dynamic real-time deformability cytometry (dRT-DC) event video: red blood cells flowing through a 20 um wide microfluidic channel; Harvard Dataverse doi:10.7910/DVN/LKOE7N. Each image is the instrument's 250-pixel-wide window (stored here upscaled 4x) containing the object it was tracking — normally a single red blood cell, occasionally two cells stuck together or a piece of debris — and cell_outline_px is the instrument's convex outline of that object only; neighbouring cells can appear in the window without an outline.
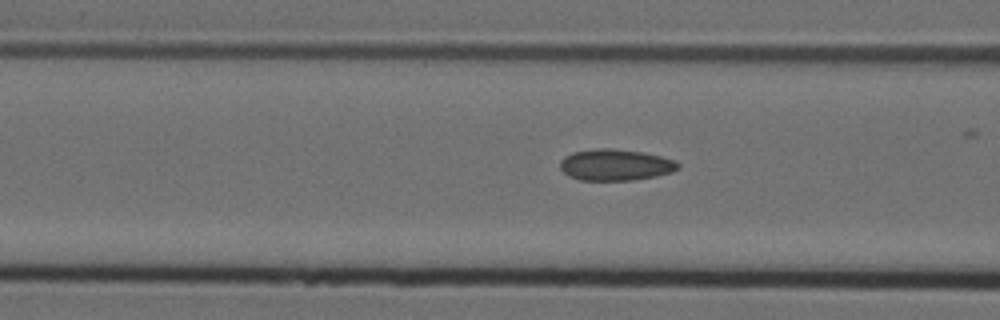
{"species": "Egyptian fruit bat (a non-hibernating species)", "species_latin": "Rousettus aegyptiacus", "temperature_condition": "cold", "stored_images_in_passage": 20, "camera_frame_rate_fps": 3000, "um_per_image_px": 0.085, "animal": {"sex": "female"}, "frame": {"image": 1, "passage_image": 17, "time_ms": 5.333, "image_size_px": [1000, 320], "cell_outline_px": [[680, 168], [672, 172], [656, 176], [632, 180], [580, 180], [568, 176], [560, 168], [560, 160], [564, 156], [572, 152], [596, 148], [612, 148], [644, 152], [676, 160], [680, 164]], "centroid_in_image_um": [52.32, 14.0], "position_along_channel_um": 114.3, "area_um2": 21.79}}